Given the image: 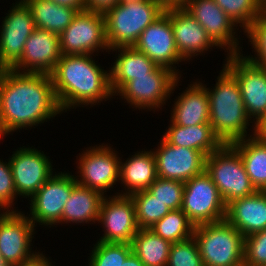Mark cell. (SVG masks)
<instances>
[{"label": "cell", "instance_id": "obj_41", "mask_svg": "<svg viewBox=\"0 0 266 266\" xmlns=\"http://www.w3.org/2000/svg\"><path fill=\"white\" fill-rule=\"evenodd\" d=\"M254 136L266 145V116L254 124Z\"/></svg>", "mask_w": 266, "mask_h": 266}, {"label": "cell", "instance_id": "obj_24", "mask_svg": "<svg viewBox=\"0 0 266 266\" xmlns=\"http://www.w3.org/2000/svg\"><path fill=\"white\" fill-rule=\"evenodd\" d=\"M120 52L109 71L110 84L115 95L134 76L151 75L159 66L144 53L132 47L112 48Z\"/></svg>", "mask_w": 266, "mask_h": 266}, {"label": "cell", "instance_id": "obj_15", "mask_svg": "<svg viewBox=\"0 0 266 266\" xmlns=\"http://www.w3.org/2000/svg\"><path fill=\"white\" fill-rule=\"evenodd\" d=\"M206 30L208 37L218 47H227L229 55L240 54L238 38H235L233 20L214 0H185L181 5ZM223 46V47H222Z\"/></svg>", "mask_w": 266, "mask_h": 266}, {"label": "cell", "instance_id": "obj_5", "mask_svg": "<svg viewBox=\"0 0 266 266\" xmlns=\"http://www.w3.org/2000/svg\"><path fill=\"white\" fill-rule=\"evenodd\" d=\"M204 266H240L244 264V237L226 219L194 227Z\"/></svg>", "mask_w": 266, "mask_h": 266}, {"label": "cell", "instance_id": "obj_26", "mask_svg": "<svg viewBox=\"0 0 266 266\" xmlns=\"http://www.w3.org/2000/svg\"><path fill=\"white\" fill-rule=\"evenodd\" d=\"M156 161L152 151H141L133 157L120 162L119 180L128 189L123 194L118 195L130 196L135 192L147 190L148 187L156 180Z\"/></svg>", "mask_w": 266, "mask_h": 266}, {"label": "cell", "instance_id": "obj_2", "mask_svg": "<svg viewBox=\"0 0 266 266\" xmlns=\"http://www.w3.org/2000/svg\"><path fill=\"white\" fill-rule=\"evenodd\" d=\"M91 56L62 55L57 62L51 78L61 111L79 104L92 106L114 96L110 73L97 65Z\"/></svg>", "mask_w": 266, "mask_h": 266}, {"label": "cell", "instance_id": "obj_29", "mask_svg": "<svg viewBox=\"0 0 266 266\" xmlns=\"http://www.w3.org/2000/svg\"><path fill=\"white\" fill-rule=\"evenodd\" d=\"M230 145L240 154L255 189L266 191V145L252 135Z\"/></svg>", "mask_w": 266, "mask_h": 266}, {"label": "cell", "instance_id": "obj_17", "mask_svg": "<svg viewBox=\"0 0 266 266\" xmlns=\"http://www.w3.org/2000/svg\"><path fill=\"white\" fill-rule=\"evenodd\" d=\"M156 151L157 177L186 182L205 171L206 156L195 149L171 145L164 138Z\"/></svg>", "mask_w": 266, "mask_h": 266}, {"label": "cell", "instance_id": "obj_21", "mask_svg": "<svg viewBox=\"0 0 266 266\" xmlns=\"http://www.w3.org/2000/svg\"><path fill=\"white\" fill-rule=\"evenodd\" d=\"M170 20L176 48L184 61L216 46L206 30L181 5L170 6Z\"/></svg>", "mask_w": 266, "mask_h": 266}, {"label": "cell", "instance_id": "obj_37", "mask_svg": "<svg viewBox=\"0 0 266 266\" xmlns=\"http://www.w3.org/2000/svg\"><path fill=\"white\" fill-rule=\"evenodd\" d=\"M247 33L249 42L257 53V57L247 56L252 63L266 69V15L263 13L256 21L244 32Z\"/></svg>", "mask_w": 266, "mask_h": 266}, {"label": "cell", "instance_id": "obj_12", "mask_svg": "<svg viewBox=\"0 0 266 266\" xmlns=\"http://www.w3.org/2000/svg\"><path fill=\"white\" fill-rule=\"evenodd\" d=\"M77 184L76 177L69 173L52 175L30 198V221L34 224L56 225L61 221L64 205Z\"/></svg>", "mask_w": 266, "mask_h": 266}, {"label": "cell", "instance_id": "obj_43", "mask_svg": "<svg viewBox=\"0 0 266 266\" xmlns=\"http://www.w3.org/2000/svg\"><path fill=\"white\" fill-rule=\"evenodd\" d=\"M21 266H52L50 260L47 259L43 254L39 253L32 260L22 264Z\"/></svg>", "mask_w": 266, "mask_h": 266}, {"label": "cell", "instance_id": "obj_35", "mask_svg": "<svg viewBox=\"0 0 266 266\" xmlns=\"http://www.w3.org/2000/svg\"><path fill=\"white\" fill-rule=\"evenodd\" d=\"M147 190L155 198L163 202L170 210L181 209L184 195V182L157 177Z\"/></svg>", "mask_w": 266, "mask_h": 266}, {"label": "cell", "instance_id": "obj_46", "mask_svg": "<svg viewBox=\"0 0 266 266\" xmlns=\"http://www.w3.org/2000/svg\"><path fill=\"white\" fill-rule=\"evenodd\" d=\"M260 4H261L263 9L266 8V0H260Z\"/></svg>", "mask_w": 266, "mask_h": 266}, {"label": "cell", "instance_id": "obj_23", "mask_svg": "<svg viewBox=\"0 0 266 266\" xmlns=\"http://www.w3.org/2000/svg\"><path fill=\"white\" fill-rule=\"evenodd\" d=\"M174 104L170 117L174 124L189 127L209 123V97L206 87L201 82H195L187 87Z\"/></svg>", "mask_w": 266, "mask_h": 266}, {"label": "cell", "instance_id": "obj_8", "mask_svg": "<svg viewBox=\"0 0 266 266\" xmlns=\"http://www.w3.org/2000/svg\"><path fill=\"white\" fill-rule=\"evenodd\" d=\"M62 55L93 54L109 47L106 41L105 18L102 12L79 11L70 25L59 35Z\"/></svg>", "mask_w": 266, "mask_h": 266}, {"label": "cell", "instance_id": "obj_3", "mask_svg": "<svg viewBox=\"0 0 266 266\" xmlns=\"http://www.w3.org/2000/svg\"><path fill=\"white\" fill-rule=\"evenodd\" d=\"M209 97V123L223 144L248 138L249 121L236 77L224 66Z\"/></svg>", "mask_w": 266, "mask_h": 266}, {"label": "cell", "instance_id": "obj_38", "mask_svg": "<svg viewBox=\"0 0 266 266\" xmlns=\"http://www.w3.org/2000/svg\"><path fill=\"white\" fill-rule=\"evenodd\" d=\"M244 265L266 266V229L244 238Z\"/></svg>", "mask_w": 266, "mask_h": 266}, {"label": "cell", "instance_id": "obj_45", "mask_svg": "<svg viewBox=\"0 0 266 266\" xmlns=\"http://www.w3.org/2000/svg\"><path fill=\"white\" fill-rule=\"evenodd\" d=\"M161 1L165 6H177L182 5L185 0H159Z\"/></svg>", "mask_w": 266, "mask_h": 266}, {"label": "cell", "instance_id": "obj_4", "mask_svg": "<svg viewBox=\"0 0 266 266\" xmlns=\"http://www.w3.org/2000/svg\"><path fill=\"white\" fill-rule=\"evenodd\" d=\"M159 0H123L105 11V33L109 49L132 47L140 34L165 11Z\"/></svg>", "mask_w": 266, "mask_h": 266}, {"label": "cell", "instance_id": "obj_44", "mask_svg": "<svg viewBox=\"0 0 266 266\" xmlns=\"http://www.w3.org/2000/svg\"><path fill=\"white\" fill-rule=\"evenodd\" d=\"M120 266H145L141 260L132 252Z\"/></svg>", "mask_w": 266, "mask_h": 266}, {"label": "cell", "instance_id": "obj_7", "mask_svg": "<svg viewBox=\"0 0 266 266\" xmlns=\"http://www.w3.org/2000/svg\"><path fill=\"white\" fill-rule=\"evenodd\" d=\"M181 209L194 226L221 221L226 216V204L205 171L184 183Z\"/></svg>", "mask_w": 266, "mask_h": 266}, {"label": "cell", "instance_id": "obj_31", "mask_svg": "<svg viewBox=\"0 0 266 266\" xmlns=\"http://www.w3.org/2000/svg\"><path fill=\"white\" fill-rule=\"evenodd\" d=\"M194 227L182 209H178L171 210L149 229L161 238L176 243L191 238Z\"/></svg>", "mask_w": 266, "mask_h": 266}, {"label": "cell", "instance_id": "obj_13", "mask_svg": "<svg viewBox=\"0 0 266 266\" xmlns=\"http://www.w3.org/2000/svg\"><path fill=\"white\" fill-rule=\"evenodd\" d=\"M11 9L0 32V69H11L20 60L26 40L36 29L31 9L23 0Z\"/></svg>", "mask_w": 266, "mask_h": 266}, {"label": "cell", "instance_id": "obj_47", "mask_svg": "<svg viewBox=\"0 0 266 266\" xmlns=\"http://www.w3.org/2000/svg\"><path fill=\"white\" fill-rule=\"evenodd\" d=\"M0 266H4V264H3V262H2L1 255H0Z\"/></svg>", "mask_w": 266, "mask_h": 266}, {"label": "cell", "instance_id": "obj_11", "mask_svg": "<svg viewBox=\"0 0 266 266\" xmlns=\"http://www.w3.org/2000/svg\"><path fill=\"white\" fill-rule=\"evenodd\" d=\"M178 76L170 69L159 66L151 75L134 76L117 95L119 93L127 103L139 110L160 108L175 90L180 79Z\"/></svg>", "mask_w": 266, "mask_h": 266}, {"label": "cell", "instance_id": "obj_39", "mask_svg": "<svg viewBox=\"0 0 266 266\" xmlns=\"http://www.w3.org/2000/svg\"><path fill=\"white\" fill-rule=\"evenodd\" d=\"M16 196L10 163L9 161L4 163L3 160L2 162L0 160V209L4 208L5 211H10Z\"/></svg>", "mask_w": 266, "mask_h": 266}, {"label": "cell", "instance_id": "obj_10", "mask_svg": "<svg viewBox=\"0 0 266 266\" xmlns=\"http://www.w3.org/2000/svg\"><path fill=\"white\" fill-rule=\"evenodd\" d=\"M225 67L236 77L247 116L256 124L266 116V69L243 54L228 55Z\"/></svg>", "mask_w": 266, "mask_h": 266}, {"label": "cell", "instance_id": "obj_1", "mask_svg": "<svg viewBox=\"0 0 266 266\" xmlns=\"http://www.w3.org/2000/svg\"><path fill=\"white\" fill-rule=\"evenodd\" d=\"M51 75L0 69V136L61 113Z\"/></svg>", "mask_w": 266, "mask_h": 266}, {"label": "cell", "instance_id": "obj_30", "mask_svg": "<svg viewBox=\"0 0 266 266\" xmlns=\"http://www.w3.org/2000/svg\"><path fill=\"white\" fill-rule=\"evenodd\" d=\"M132 252L145 266H166L172 243L150 229H139L130 243Z\"/></svg>", "mask_w": 266, "mask_h": 266}, {"label": "cell", "instance_id": "obj_40", "mask_svg": "<svg viewBox=\"0 0 266 266\" xmlns=\"http://www.w3.org/2000/svg\"><path fill=\"white\" fill-rule=\"evenodd\" d=\"M120 0H84L85 10L104 13L108 9L114 7Z\"/></svg>", "mask_w": 266, "mask_h": 266}, {"label": "cell", "instance_id": "obj_36", "mask_svg": "<svg viewBox=\"0 0 266 266\" xmlns=\"http://www.w3.org/2000/svg\"><path fill=\"white\" fill-rule=\"evenodd\" d=\"M166 266H204L196 239L172 243Z\"/></svg>", "mask_w": 266, "mask_h": 266}, {"label": "cell", "instance_id": "obj_9", "mask_svg": "<svg viewBox=\"0 0 266 266\" xmlns=\"http://www.w3.org/2000/svg\"><path fill=\"white\" fill-rule=\"evenodd\" d=\"M33 233L34 224L25 214L17 210L0 214V255L4 266H21L40 253L30 251Z\"/></svg>", "mask_w": 266, "mask_h": 266}, {"label": "cell", "instance_id": "obj_16", "mask_svg": "<svg viewBox=\"0 0 266 266\" xmlns=\"http://www.w3.org/2000/svg\"><path fill=\"white\" fill-rule=\"evenodd\" d=\"M106 146L96 145L79 156L80 179H76L78 184L97 190L103 195L116 181H120L121 159L110 146Z\"/></svg>", "mask_w": 266, "mask_h": 266}, {"label": "cell", "instance_id": "obj_27", "mask_svg": "<svg viewBox=\"0 0 266 266\" xmlns=\"http://www.w3.org/2000/svg\"><path fill=\"white\" fill-rule=\"evenodd\" d=\"M105 196L94 189L76 184L70 197L64 205L63 214L59 223H95L98 222L100 207Z\"/></svg>", "mask_w": 266, "mask_h": 266}, {"label": "cell", "instance_id": "obj_25", "mask_svg": "<svg viewBox=\"0 0 266 266\" xmlns=\"http://www.w3.org/2000/svg\"><path fill=\"white\" fill-rule=\"evenodd\" d=\"M170 123L163 138L171 145L198 150L206 157L224 145L214 133L210 123L189 127L179 126L172 121Z\"/></svg>", "mask_w": 266, "mask_h": 266}, {"label": "cell", "instance_id": "obj_33", "mask_svg": "<svg viewBox=\"0 0 266 266\" xmlns=\"http://www.w3.org/2000/svg\"><path fill=\"white\" fill-rule=\"evenodd\" d=\"M227 16L244 32L264 13L260 0H214ZM241 23V24H240Z\"/></svg>", "mask_w": 266, "mask_h": 266}, {"label": "cell", "instance_id": "obj_22", "mask_svg": "<svg viewBox=\"0 0 266 266\" xmlns=\"http://www.w3.org/2000/svg\"><path fill=\"white\" fill-rule=\"evenodd\" d=\"M225 219L243 237L266 229V191H256L226 205Z\"/></svg>", "mask_w": 266, "mask_h": 266}, {"label": "cell", "instance_id": "obj_6", "mask_svg": "<svg viewBox=\"0 0 266 266\" xmlns=\"http://www.w3.org/2000/svg\"><path fill=\"white\" fill-rule=\"evenodd\" d=\"M205 172L217 186L224 203L247 197L257 190L252 185L240 154L230 145L206 157Z\"/></svg>", "mask_w": 266, "mask_h": 266}, {"label": "cell", "instance_id": "obj_20", "mask_svg": "<svg viewBox=\"0 0 266 266\" xmlns=\"http://www.w3.org/2000/svg\"><path fill=\"white\" fill-rule=\"evenodd\" d=\"M61 56L59 35L36 28L26 40L22 57L11 69L19 73L51 75Z\"/></svg>", "mask_w": 266, "mask_h": 266}, {"label": "cell", "instance_id": "obj_28", "mask_svg": "<svg viewBox=\"0 0 266 266\" xmlns=\"http://www.w3.org/2000/svg\"><path fill=\"white\" fill-rule=\"evenodd\" d=\"M31 9L36 28L60 35L79 12L49 0H23Z\"/></svg>", "mask_w": 266, "mask_h": 266}, {"label": "cell", "instance_id": "obj_18", "mask_svg": "<svg viewBox=\"0 0 266 266\" xmlns=\"http://www.w3.org/2000/svg\"><path fill=\"white\" fill-rule=\"evenodd\" d=\"M98 221L102 222L105 229L104 236L98 240L101 242L130 244L139 230L135 206L130 196L117 194L108 199L104 197Z\"/></svg>", "mask_w": 266, "mask_h": 266}, {"label": "cell", "instance_id": "obj_19", "mask_svg": "<svg viewBox=\"0 0 266 266\" xmlns=\"http://www.w3.org/2000/svg\"><path fill=\"white\" fill-rule=\"evenodd\" d=\"M17 195L32 197L53 175L47 156L35 148H19L9 160Z\"/></svg>", "mask_w": 266, "mask_h": 266}, {"label": "cell", "instance_id": "obj_34", "mask_svg": "<svg viewBox=\"0 0 266 266\" xmlns=\"http://www.w3.org/2000/svg\"><path fill=\"white\" fill-rule=\"evenodd\" d=\"M132 253L131 244L98 241L92 250L89 266H120Z\"/></svg>", "mask_w": 266, "mask_h": 266}, {"label": "cell", "instance_id": "obj_14", "mask_svg": "<svg viewBox=\"0 0 266 266\" xmlns=\"http://www.w3.org/2000/svg\"><path fill=\"white\" fill-rule=\"evenodd\" d=\"M134 47L158 66L168 68L178 75V69L176 70V67L172 65L178 64L184 59L175 45L170 20V6H166L164 13L140 34Z\"/></svg>", "mask_w": 266, "mask_h": 266}, {"label": "cell", "instance_id": "obj_32", "mask_svg": "<svg viewBox=\"0 0 266 266\" xmlns=\"http://www.w3.org/2000/svg\"><path fill=\"white\" fill-rule=\"evenodd\" d=\"M135 206L136 220L139 229H149L171 210L155 198L148 190L130 195Z\"/></svg>", "mask_w": 266, "mask_h": 266}, {"label": "cell", "instance_id": "obj_42", "mask_svg": "<svg viewBox=\"0 0 266 266\" xmlns=\"http://www.w3.org/2000/svg\"><path fill=\"white\" fill-rule=\"evenodd\" d=\"M55 4H59L61 6L71 7L73 9H77L78 11L85 10L84 0H49Z\"/></svg>", "mask_w": 266, "mask_h": 266}]
</instances>
